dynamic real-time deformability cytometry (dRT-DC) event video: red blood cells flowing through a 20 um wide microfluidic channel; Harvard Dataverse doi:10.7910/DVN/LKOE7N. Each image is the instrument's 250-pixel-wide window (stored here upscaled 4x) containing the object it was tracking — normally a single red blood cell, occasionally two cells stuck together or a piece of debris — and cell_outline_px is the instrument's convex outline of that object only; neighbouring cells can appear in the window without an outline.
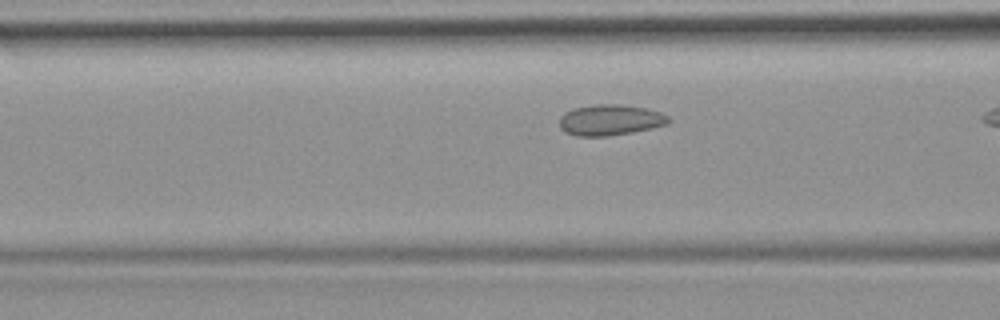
{"species": "common noctule bat (a hibernating species)", "species_latin": "Nyctalus noctula", "temperature_condition": "room temperature", "stored_images_in_passage": 10, "camera_frame_rate_fps": 3000, "um_per_image_px": 0.085, "animal": {"sex": "female", "body_mass_g": 19.9}, "frame": {"image": 1, "passage_image": 5, "time_ms": 1.333, "image_size_px": [1000, 320], "cell_outline_px": [[672, 120], [668, 124], [632, 132], [608, 136], [576, 136], [564, 132], [560, 128], [560, 116], [564, 112], [572, 108], [596, 104], [620, 104], [648, 108], [660, 112], [668, 116]], "centroid_in_image_um": [51.85, 10.19], "position_along_channel_um": 114.7, "area_um2": 19.83}}
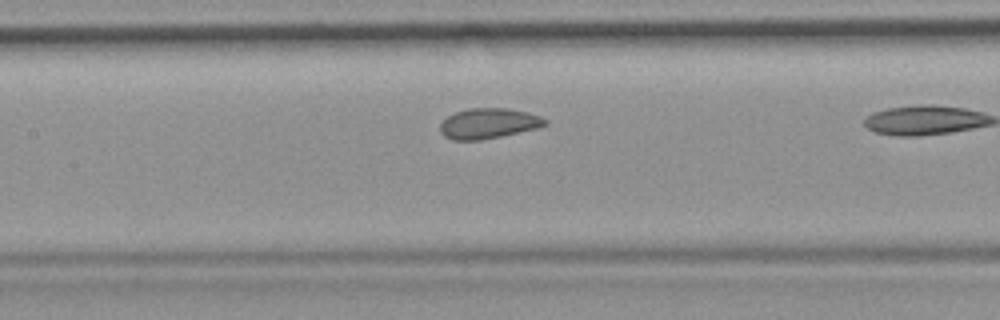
{"frame": {"image": 2, "passage_image": 9, "time_ms": 2.667, "image_size_px": [1000, 320], "cell_outline_px": [[548, 124], [536, 128], [500, 136], [480, 140], [452, 140], [444, 136], [440, 132], [440, 124], [448, 116], [456, 112], [468, 108], [508, 108], [528, 112], [540, 116], [548, 120]], "centroid_in_image_um": [41.52, 10.48], "position_along_channel_um": 165.9, "area_um2": 18.5}}